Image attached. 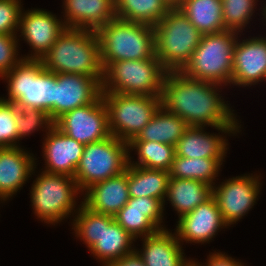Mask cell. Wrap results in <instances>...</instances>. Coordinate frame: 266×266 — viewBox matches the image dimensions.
<instances>
[{
    "instance_id": "cell-1",
    "label": "cell",
    "mask_w": 266,
    "mask_h": 266,
    "mask_svg": "<svg viewBox=\"0 0 266 266\" xmlns=\"http://www.w3.org/2000/svg\"><path fill=\"white\" fill-rule=\"evenodd\" d=\"M221 86L195 80L181 71H167L161 96L162 106L182 118L188 126H211L222 134L235 135L241 132V125L230 104L219 93Z\"/></svg>"
},
{
    "instance_id": "cell-2",
    "label": "cell",
    "mask_w": 266,
    "mask_h": 266,
    "mask_svg": "<svg viewBox=\"0 0 266 266\" xmlns=\"http://www.w3.org/2000/svg\"><path fill=\"white\" fill-rule=\"evenodd\" d=\"M41 60L44 68L53 73L82 74L103 82L100 43L95 31L66 28Z\"/></svg>"
},
{
    "instance_id": "cell-3",
    "label": "cell",
    "mask_w": 266,
    "mask_h": 266,
    "mask_svg": "<svg viewBox=\"0 0 266 266\" xmlns=\"http://www.w3.org/2000/svg\"><path fill=\"white\" fill-rule=\"evenodd\" d=\"M75 214L72 219L75 236L86 244L102 266L135 250L136 247L132 246L136 240L115 221L114 216L93 211L83 202Z\"/></svg>"
},
{
    "instance_id": "cell-4",
    "label": "cell",
    "mask_w": 266,
    "mask_h": 266,
    "mask_svg": "<svg viewBox=\"0 0 266 266\" xmlns=\"http://www.w3.org/2000/svg\"><path fill=\"white\" fill-rule=\"evenodd\" d=\"M1 79L8 84V97L2 100L44 111L55 122V73L46 70L42 60L22 59Z\"/></svg>"
},
{
    "instance_id": "cell-5",
    "label": "cell",
    "mask_w": 266,
    "mask_h": 266,
    "mask_svg": "<svg viewBox=\"0 0 266 266\" xmlns=\"http://www.w3.org/2000/svg\"><path fill=\"white\" fill-rule=\"evenodd\" d=\"M96 34L100 43L101 64L123 60H144L156 55L155 28L115 17L100 27Z\"/></svg>"
},
{
    "instance_id": "cell-6",
    "label": "cell",
    "mask_w": 266,
    "mask_h": 266,
    "mask_svg": "<svg viewBox=\"0 0 266 266\" xmlns=\"http://www.w3.org/2000/svg\"><path fill=\"white\" fill-rule=\"evenodd\" d=\"M238 34L225 30L203 34L189 62L181 72L195 80L231 85L233 54Z\"/></svg>"
},
{
    "instance_id": "cell-7",
    "label": "cell",
    "mask_w": 266,
    "mask_h": 266,
    "mask_svg": "<svg viewBox=\"0 0 266 266\" xmlns=\"http://www.w3.org/2000/svg\"><path fill=\"white\" fill-rule=\"evenodd\" d=\"M154 28L156 57L167 71H181L203 34L179 8L169 9Z\"/></svg>"
},
{
    "instance_id": "cell-8",
    "label": "cell",
    "mask_w": 266,
    "mask_h": 266,
    "mask_svg": "<svg viewBox=\"0 0 266 266\" xmlns=\"http://www.w3.org/2000/svg\"><path fill=\"white\" fill-rule=\"evenodd\" d=\"M167 70L156 55L144 60H123L104 69L102 93L162 96Z\"/></svg>"
},
{
    "instance_id": "cell-9",
    "label": "cell",
    "mask_w": 266,
    "mask_h": 266,
    "mask_svg": "<svg viewBox=\"0 0 266 266\" xmlns=\"http://www.w3.org/2000/svg\"><path fill=\"white\" fill-rule=\"evenodd\" d=\"M40 173L30 190L31 206L36 217L41 222L56 225L71 214L74 216L79 208L76 198L81 194L75 179L64 174Z\"/></svg>"
},
{
    "instance_id": "cell-10",
    "label": "cell",
    "mask_w": 266,
    "mask_h": 266,
    "mask_svg": "<svg viewBox=\"0 0 266 266\" xmlns=\"http://www.w3.org/2000/svg\"><path fill=\"white\" fill-rule=\"evenodd\" d=\"M128 164V143L113 135L85 145L74 175L81 196L93 184L123 173Z\"/></svg>"
},
{
    "instance_id": "cell-11",
    "label": "cell",
    "mask_w": 266,
    "mask_h": 266,
    "mask_svg": "<svg viewBox=\"0 0 266 266\" xmlns=\"http://www.w3.org/2000/svg\"><path fill=\"white\" fill-rule=\"evenodd\" d=\"M111 135L129 143L162 106L161 96L102 93Z\"/></svg>"
},
{
    "instance_id": "cell-12",
    "label": "cell",
    "mask_w": 266,
    "mask_h": 266,
    "mask_svg": "<svg viewBox=\"0 0 266 266\" xmlns=\"http://www.w3.org/2000/svg\"><path fill=\"white\" fill-rule=\"evenodd\" d=\"M260 179V174H244L212 186V197L229 227L248 214L257 202L258 195L261 194Z\"/></svg>"
},
{
    "instance_id": "cell-13",
    "label": "cell",
    "mask_w": 266,
    "mask_h": 266,
    "mask_svg": "<svg viewBox=\"0 0 266 266\" xmlns=\"http://www.w3.org/2000/svg\"><path fill=\"white\" fill-rule=\"evenodd\" d=\"M54 126L83 145L111 136L108 111L102 94L93 103L63 114L54 122Z\"/></svg>"
},
{
    "instance_id": "cell-14",
    "label": "cell",
    "mask_w": 266,
    "mask_h": 266,
    "mask_svg": "<svg viewBox=\"0 0 266 266\" xmlns=\"http://www.w3.org/2000/svg\"><path fill=\"white\" fill-rule=\"evenodd\" d=\"M33 9L21 11L18 30L21 35L19 36L23 37L22 39L32 49L31 54L21 57L41 60L57 41V37L66 29V26L61 20L62 18L59 19L56 14L46 11V9Z\"/></svg>"
},
{
    "instance_id": "cell-15",
    "label": "cell",
    "mask_w": 266,
    "mask_h": 266,
    "mask_svg": "<svg viewBox=\"0 0 266 266\" xmlns=\"http://www.w3.org/2000/svg\"><path fill=\"white\" fill-rule=\"evenodd\" d=\"M164 210L163 203L157 198H129L127 204L114 215V219L137 240L138 237L141 239L166 229L162 224Z\"/></svg>"
},
{
    "instance_id": "cell-16",
    "label": "cell",
    "mask_w": 266,
    "mask_h": 266,
    "mask_svg": "<svg viewBox=\"0 0 266 266\" xmlns=\"http://www.w3.org/2000/svg\"><path fill=\"white\" fill-rule=\"evenodd\" d=\"M229 226L224 222L213 197L198 205L193 211L181 216L174 229L178 241L186 243H209L218 231Z\"/></svg>"
},
{
    "instance_id": "cell-17",
    "label": "cell",
    "mask_w": 266,
    "mask_h": 266,
    "mask_svg": "<svg viewBox=\"0 0 266 266\" xmlns=\"http://www.w3.org/2000/svg\"><path fill=\"white\" fill-rule=\"evenodd\" d=\"M265 80L266 37H251L242 41L238 38L233 54L231 84L251 87Z\"/></svg>"
},
{
    "instance_id": "cell-18",
    "label": "cell",
    "mask_w": 266,
    "mask_h": 266,
    "mask_svg": "<svg viewBox=\"0 0 266 266\" xmlns=\"http://www.w3.org/2000/svg\"><path fill=\"white\" fill-rule=\"evenodd\" d=\"M102 94L95 78L74 73H55V121L63 114L93 103Z\"/></svg>"
},
{
    "instance_id": "cell-19",
    "label": "cell",
    "mask_w": 266,
    "mask_h": 266,
    "mask_svg": "<svg viewBox=\"0 0 266 266\" xmlns=\"http://www.w3.org/2000/svg\"><path fill=\"white\" fill-rule=\"evenodd\" d=\"M43 139L42 155L45 167L42 171L74 178L85 145L68 137L55 126L45 134Z\"/></svg>"
},
{
    "instance_id": "cell-20",
    "label": "cell",
    "mask_w": 266,
    "mask_h": 266,
    "mask_svg": "<svg viewBox=\"0 0 266 266\" xmlns=\"http://www.w3.org/2000/svg\"><path fill=\"white\" fill-rule=\"evenodd\" d=\"M33 153L18 147L0 148V198L10 200L37 168Z\"/></svg>"
},
{
    "instance_id": "cell-21",
    "label": "cell",
    "mask_w": 266,
    "mask_h": 266,
    "mask_svg": "<svg viewBox=\"0 0 266 266\" xmlns=\"http://www.w3.org/2000/svg\"><path fill=\"white\" fill-rule=\"evenodd\" d=\"M63 8L66 28L96 32L116 17L115 0H63Z\"/></svg>"
},
{
    "instance_id": "cell-22",
    "label": "cell",
    "mask_w": 266,
    "mask_h": 266,
    "mask_svg": "<svg viewBox=\"0 0 266 266\" xmlns=\"http://www.w3.org/2000/svg\"><path fill=\"white\" fill-rule=\"evenodd\" d=\"M82 200L87 207L98 213L114 216L129 200L128 166L120 175L90 186Z\"/></svg>"
},
{
    "instance_id": "cell-23",
    "label": "cell",
    "mask_w": 266,
    "mask_h": 266,
    "mask_svg": "<svg viewBox=\"0 0 266 266\" xmlns=\"http://www.w3.org/2000/svg\"><path fill=\"white\" fill-rule=\"evenodd\" d=\"M142 249H135L146 266H183L186 258L176 233L159 230L156 234L141 239Z\"/></svg>"
},
{
    "instance_id": "cell-24",
    "label": "cell",
    "mask_w": 266,
    "mask_h": 266,
    "mask_svg": "<svg viewBox=\"0 0 266 266\" xmlns=\"http://www.w3.org/2000/svg\"><path fill=\"white\" fill-rule=\"evenodd\" d=\"M225 137V138H224ZM226 135L207 133L204 127L189 126L175 145V156L186 158H225Z\"/></svg>"
},
{
    "instance_id": "cell-25",
    "label": "cell",
    "mask_w": 266,
    "mask_h": 266,
    "mask_svg": "<svg viewBox=\"0 0 266 266\" xmlns=\"http://www.w3.org/2000/svg\"><path fill=\"white\" fill-rule=\"evenodd\" d=\"M212 197V186L202 181L169 178L166 199L177 211L178 218L193 211Z\"/></svg>"
},
{
    "instance_id": "cell-26",
    "label": "cell",
    "mask_w": 266,
    "mask_h": 266,
    "mask_svg": "<svg viewBox=\"0 0 266 266\" xmlns=\"http://www.w3.org/2000/svg\"><path fill=\"white\" fill-rule=\"evenodd\" d=\"M169 178L167 170L148 169L128 164L129 197H152L164 204Z\"/></svg>"
},
{
    "instance_id": "cell-27",
    "label": "cell",
    "mask_w": 266,
    "mask_h": 266,
    "mask_svg": "<svg viewBox=\"0 0 266 266\" xmlns=\"http://www.w3.org/2000/svg\"><path fill=\"white\" fill-rule=\"evenodd\" d=\"M189 126L161 106L150 122L131 141H156L175 146Z\"/></svg>"
},
{
    "instance_id": "cell-28",
    "label": "cell",
    "mask_w": 266,
    "mask_h": 266,
    "mask_svg": "<svg viewBox=\"0 0 266 266\" xmlns=\"http://www.w3.org/2000/svg\"><path fill=\"white\" fill-rule=\"evenodd\" d=\"M179 9L202 34L226 30L221 0H184Z\"/></svg>"
},
{
    "instance_id": "cell-29",
    "label": "cell",
    "mask_w": 266,
    "mask_h": 266,
    "mask_svg": "<svg viewBox=\"0 0 266 266\" xmlns=\"http://www.w3.org/2000/svg\"><path fill=\"white\" fill-rule=\"evenodd\" d=\"M224 160L175 156L169 175L171 178L198 180L214 186Z\"/></svg>"
},
{
    "instance_id": "cell-30",
    "label": "cell",
    "mask_w": 266,
    "mask_h": 266,
    "mask_svg": "<svg viewBox=\"0 0 266 266\" xmlns=\"http://www.w3.org/2000/svg\"><path fill=\"white\" fill-rule=\"evenodd\" d=\"M163 0H115V16L119 19L154 27L168 12Z\"/></svg>"
},
{
    "instance_id": "cell-31",
    "label": "cell",
    "mask_w": 266,
    "mask_h": 266,
    "mask_svg": "<svg viewBox=\"0 0 266 266\" xmlns=\"http://www.w3.org/2000/svg\"><path fill=\"white\" fill-rule=\"evenodd\" d=\"M129 164L148 169L169 171L175 158V146L156 141H130L128 143ZM130 150H135L137 161H132Z\"/></svg>"
},
{
    "instance_id": "cell-32",
    "label": "cell",
    "mask_w": 266,
    "mask_h": 266,
    "mask_svg": "<svg viewBox=\"0 0 266 266\" xmlns=\"http://www.w3.org/2000/svg\"><path fill=\"white\" fill-rule=\"evenodd\" d=\"M221 1L222 17L226 30L243 33L244 28L252 21L258 0Z\"/></svg>"
},
{
    "instance_id": "cell-33",
    "label": "cell",
    "mask_w": 266,
    "mask_h": 266,
    "mask_svg": "<svg viewBox=\"0 0 266 266\" xmlns=\"http://www.w3.org/2000/svg\"><path fill=\"white\" fill-rule=\"evenodd\" d=\"M18 108L15 121L19 140L43 128L46 130L43 129L42 131L47 133L54 126L48 113L32 107Z\"/></svg>"
},
{
    "instance_id": "cell-34",
    "label": "cell",
    "mask_w": 266,
    "mask_h": 266,
    "mask_svg": "<svg viewBox=\"0 0 266 266\" xmlns=\"http://www.w3.org/2000/svg\"><path fill=\"white\" fill-rule=\"evenodd\" d=\"M18 111L19 108L14 103L4 101L0 98V148L19 146L15 121Z\"/></svg>"
},
{
    "instance_id": "cell-35",
    "label": "cell",
    "mask_w": 266,
    "mask_h": 266,
    "mask_svg": "<svg viewBox=\"0 0 266 266\" xmlns=\"http://www.w3.org/2000/svg\"><path fill=\"white\" fill-rule=\"evenodd\" d=\"M21 0H0V33L17 35L21 11Z\"/></svg>"
},
{
    "instance_id": "cell-36",
    "label": "cell",
    "mask_w": 266,
    "mask_h": 266,
    "mask_svg": "<svg viewBox=\"0 0 266 266\" xmlns=\"http://www.w3.org/2000/svg\"><path fill=\"white\" fill-rule=\"evenodd\" d=\"M18 35L0 33V78L10 72L23 58L18 54ZM19 56V57H18Z\"/></svg>"
},
{
    "instance_id": "cell-37",
    "label": "cell",
    "mask_w": 266,
    "mask_h": 266,
    "mask_svg": "<svg viewBox=\"0 0 266 266\" xmlns=\"http://www.w3.org/2000/svg\"><path fill=\"white\" fill-rule=\"evenodd\" d=\"M205 264V265H203ZM202 266H244L240 260H236L229 256L228 254L222 252L210 253L207 256V261L203 263Z\"/></svg>"
},
{
    "instance_id": "cell-38",
    "label": "cell",
    "mask_w": 266,
    "mask_h": 266,
    "mask_svg": "<svg viewBox=\"0 0 266 266\" xmlns=\"http://www.w3.org/2000/svg\"><path fill=\"white\" fill-rule=\"evenodd\" d=\"M107 266H146V264L138 252L134 250L130 254L124 255L115 261H111Z\"/></svg>"
},
{
    "instance_id": "cell-39",
    "label": "cell",
    "mask_w": 266,
    "mask_h": 266,
    "mask_svg": "<svg viewBox=\"0 0 266 266\" xmlns=\"http://www.w3.org/2000/svg\"><path fill=\"white\" fill-rule=\"evenodd\" d=\"M184 0H163L169 9L179 8Z\"/></svg>"
},
{
    "instance_id": "cell-40",
    "label": "cell",
    "mask_w": 266,
    "mask_h": 266,
    "mask_svg": "<svg viewBox=\"0 0 266 266\" xmlns=\"http://www.w3.org/2000/svg\"><path fill=\"white\" fill-rule=\"evenodd\" d=\"M183 266H202V262L199 263L198 261L193 260V258H189V260Z\"/></svg>"
},
{
    "instance_id": "cell-41",
    "label": "cell",
    "mask_w": 266,
    "mask_h": 266,
    "mask_svg": "<svg viewBox=\"0 0 266 266\" xmlns=\"http://www.w3.org/2000/svg\"><path fill=\"white\" fill-rule=\"evenodd\" d=\"M261 9L263 10L261 13V15L263 16L262 19L264 18L265 19V22H266V3H265V6H263V8L261 7Z\"/></svg>"
}]
</instances>
